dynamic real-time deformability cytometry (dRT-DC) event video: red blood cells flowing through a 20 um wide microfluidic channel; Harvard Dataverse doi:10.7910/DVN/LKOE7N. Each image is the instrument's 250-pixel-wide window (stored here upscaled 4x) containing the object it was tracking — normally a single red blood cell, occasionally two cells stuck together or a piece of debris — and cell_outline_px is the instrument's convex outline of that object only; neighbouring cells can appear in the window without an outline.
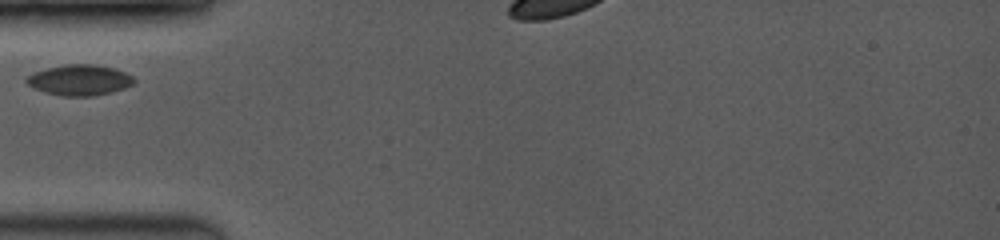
{"species": "common noctule bat (a hibernating species)", "species_latin": "Nyctalus noctula", "temperature_condition": "room temperature", "stored_images_in_passage": 14, "camera_frame_rate_fps": 3500, "um_per_image_px": 0.085, "animal": {"sex": "female", "body_mass_g": 19.0, "forearm_length_mm": 53.3}, "frame": {"image": 1, "passage_image": 1, "time_ms": 0.0, "image_size_px": [1000, 240], "cell_outline_px": [[136, 80], [132, 84], [124, 88], [112, 92], [92, 96], [60, 96], [44, 92], [28, 84], [24, 80], [28, 76], [36, 72], [48, 68], [64, 64], [92, 64], [116, 68], [132, 76]], "centroid_in_image_um": [6.78, 6.8], "position_along_channel_um": 78.2, "area_um2": 19.13}}
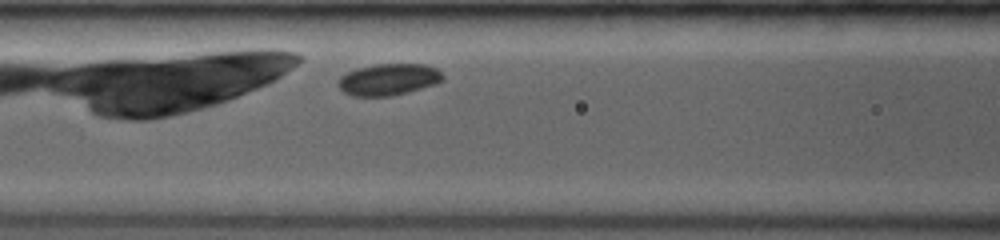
{"frame": {"image": 2, "passage_image": 9, "time_ms": 1.429, "image_size_px": [1000, 240], "cell_outline_px": [[444, 80], [436, 84], [408, 92], [392, 96], [352, 96], [344, 92], [340, 88], [340, 76], [356, 68], [376, 64], [424, 64], [436, 68], [444, 76]], "centroid_in_image_um": [33.06, 6.75], "position_along_channel_um": 133.5, "area_um2": 19.25}}
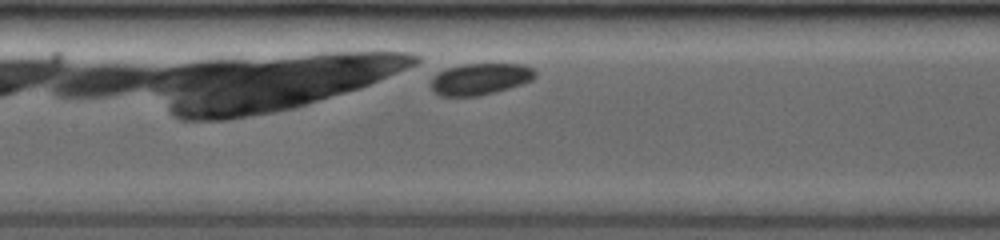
{"frame": {"image": 3, "passage_image": 13, "time_ms": 2.286, "image_size_px": [1000, 240], "cell_outline_px": [[536, 76], [532, 80], [524, 84], [496, 92], [480, 96], [440, 96], [428, 84], [432, 76], [436, 72], [444, 68], [464, 64], [524, 64], [532, 68], [536, 72]], "centroid_in_image_um": [40.79, 6.71], "position_along_channel_um": 166.6, "area_um2": 19.59}}